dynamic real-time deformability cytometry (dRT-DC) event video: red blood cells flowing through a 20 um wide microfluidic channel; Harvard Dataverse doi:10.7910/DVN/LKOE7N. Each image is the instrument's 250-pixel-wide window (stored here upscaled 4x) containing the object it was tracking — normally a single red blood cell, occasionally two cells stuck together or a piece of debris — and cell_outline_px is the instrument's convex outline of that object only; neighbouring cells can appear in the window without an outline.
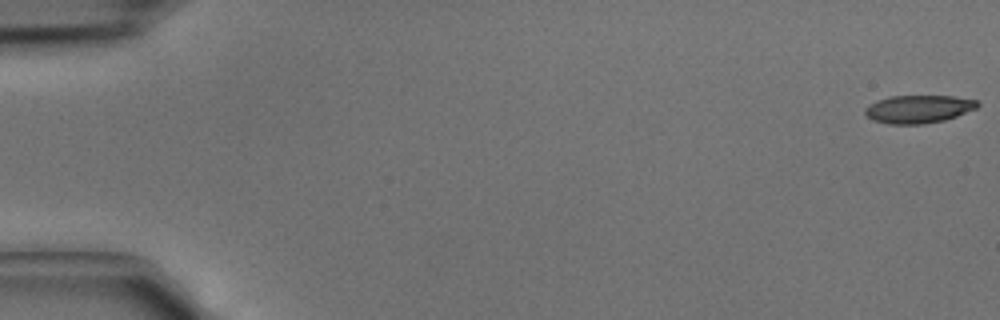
{"species": "common noctule bat (a hibernating species)", "species_latin": "Nyctalus noctula", "temperature_condition": "cold", "stored_images_in_passage": 10, "camera_frame_rate_fps": 3000, "um_per_image_px": 0.085, "animal": {"sex": "male", "body_mass_g": 15.6}, "frame": {"image": 1, "passage_image": 1, "time_ms": 0.0, "image_size_px": [1000, 320], "cell_outline_px": [[980, 104], [976, 108], [956, 116], [944, 120], [924, 124], [888, 124], [872, 120], [864, 112], [864, 108], [868, 104], [876, 100], [888, 96], [952, 96], [976, 100]], "centroid_in_image_um": [78.02, 9.27], "position_along_channel_um": 7.0, "area_um2": 18.38}}